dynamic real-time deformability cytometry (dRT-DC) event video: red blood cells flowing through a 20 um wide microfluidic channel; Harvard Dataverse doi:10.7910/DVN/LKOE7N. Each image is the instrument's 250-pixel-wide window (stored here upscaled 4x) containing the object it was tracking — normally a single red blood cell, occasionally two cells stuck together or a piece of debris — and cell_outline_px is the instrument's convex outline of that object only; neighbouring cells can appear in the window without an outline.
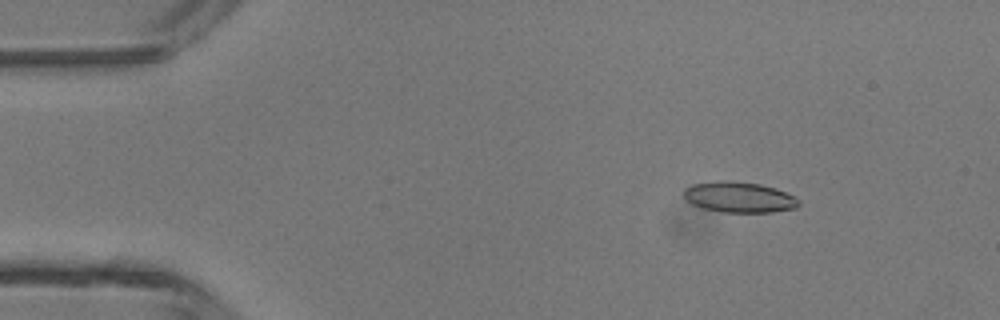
{"species": "common noctule bat (a hibernating species)", "species_latin": "Nyctalus noctula", "temperature_condition": "room temperature", "stored_images_in_passage": 42, "camera_frame_rate_fps": 3000, "um_per_image_px": 0.085, "animal": {"sex": "male", "body_mass_g": 13.3}, "frame": {"image": 1, "passage_image": 1, "time_ms": 0.0, "image_size_px": [1000, 320], "cell_outline_px": [[800, 204], [796, 208], [772, 212], [724, 212], [704, 208], [692, 204], [684, 196], [684, 188], [692, 184], [716, 180], [728, 180], [760, 184], [776, 188], [800, 200]], "centroid_in_image_um": [62.82, 16.75], "position_along_channel_um": 22.2, "area_um2": 20.52}}
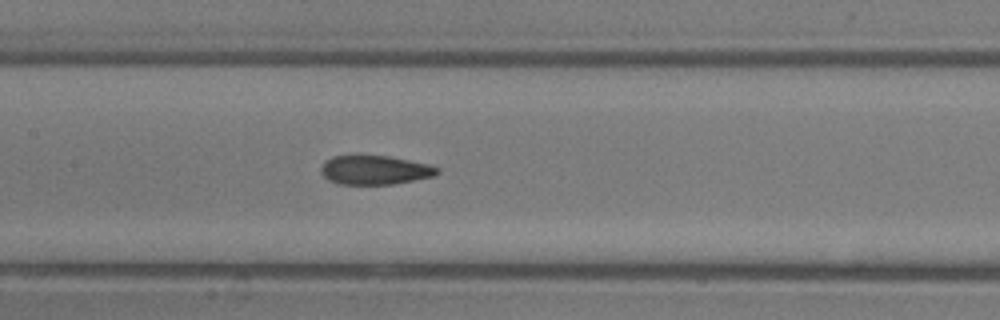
{"frame": {"image": 2, "passage_image": 17, "time_ms": 5.333, "image_size_px": [1000, 320], "cell_outline_px": [[440, 172], [436, 176], [392, 184], [340, 184], [328, 180], [320, 172], [320, 168], [324, 160], [332, 156], [388, 156], [428, 164], [440, 168]], "centroid_in_image_um": [31.86, 14.45], "position_along_channel_um": 175.5, "area_um2": 19.71}}
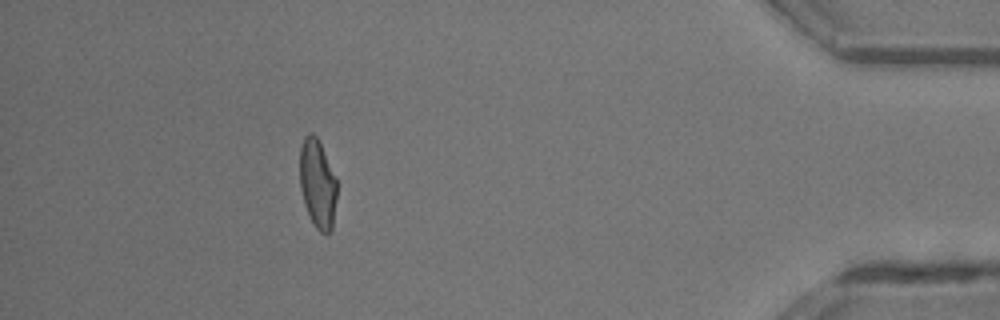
{"frame": {"image": 3, "passage_image": 37, "time_ms": 12.0, "image_size_px": [1000, 320], "cell_outline_px": [[336, 200], [332, 228], [328, 232], [320, 232], [316, 228], [304, 204], [300, 188], [300, 148], [304, 136], [308, 132], [312, 132], [316, 136], [336, 176]], "centroid_in_image_um": [26.98, 15.58], "position_along_channel_um": 408.2, "area_um2": 19.07}, "authors_computed_cell_mechanics": {"area_um2": 20.0277, "velocity_mm_per_s": 4.3572, "shape_relaxation_time_tau1_ms": null, "shape_relaxation_time_tau2_ms": 1.2231, "deformation_change_tau1": null, "deformation_change_tau2": 0.0767}}